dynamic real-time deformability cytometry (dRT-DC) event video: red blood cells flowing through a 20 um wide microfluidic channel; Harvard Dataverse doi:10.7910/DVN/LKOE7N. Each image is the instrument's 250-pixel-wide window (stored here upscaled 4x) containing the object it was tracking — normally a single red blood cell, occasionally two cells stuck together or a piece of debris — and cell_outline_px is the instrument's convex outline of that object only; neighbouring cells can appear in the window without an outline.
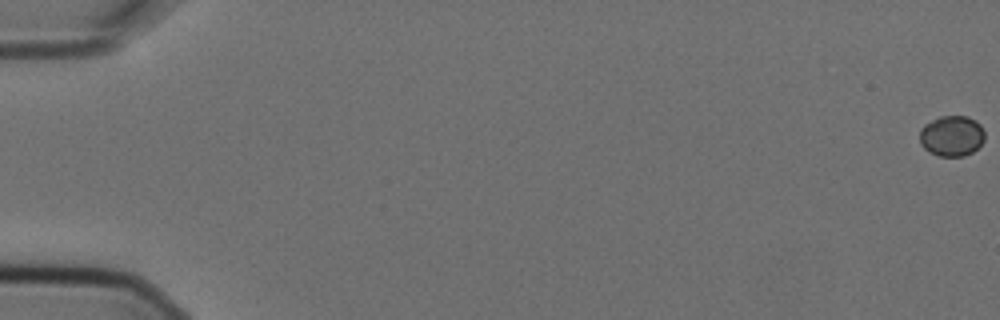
{"species": "Egyptian fruit bat (a non-hibernating species)", "species_latin": "Rousettus aegyptiacus", "temperature_condition": "cold", "stored_images_in_passage": 3, "camera_frame_rate_fps": 3000, "um_per_image_px": 0.085, "animal": {"sex": "female"}, "frame": {"image": 1, "passage_image": 1, "time_ms": 0.0, "image_size_px": [1000, 320], "cell_outline_px": [[984, 140], [972, 152], [964, 156], [940, 156], [928, 152], [920, 144], [920, 128], [924, 124], [940, 116], [968, 116], [976, 120], [980, 124], [984, 132]], "centroid_in_image_um": [80.88, 11.54], "position_along_channel_um": 4.1, "area_um2": 15.49}}